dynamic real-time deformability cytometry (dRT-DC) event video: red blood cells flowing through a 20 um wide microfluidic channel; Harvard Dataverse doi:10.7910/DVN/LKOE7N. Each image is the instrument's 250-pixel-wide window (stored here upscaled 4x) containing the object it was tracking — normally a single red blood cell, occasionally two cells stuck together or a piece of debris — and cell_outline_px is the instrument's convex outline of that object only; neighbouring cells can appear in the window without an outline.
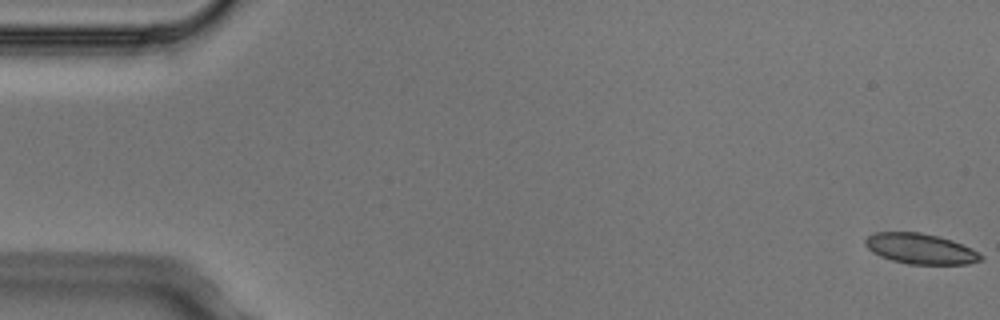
{"species": "Egyptian fruit bat (a non-hibernating species)", "species_latin": "Rousettus aegyptiacus", "temperature_condition": "cold", "stored_images_in_passage": 5, "camera_frame_rate_fps": 3000, "um_per_image_px": 0.085, "animal": {"sex": "male"}, "frame": {"image": 1, "passage_image": 1, "time_ms": 0.0, "image_size_px": [1000, 320], "cell_outline_px": [[984, 260], [968, 264], [908, 264], [892, 260], [880, 256], [868, 248], [864, 244], [864, 240], [868, 236], [876, 232], [920, 232], [952, 240], [972, 248], [984, 256]], "centroid_in_image_um": [78.27, 21.15], "position_along_channel_um": 6.7, "area_um2": 20.52}}
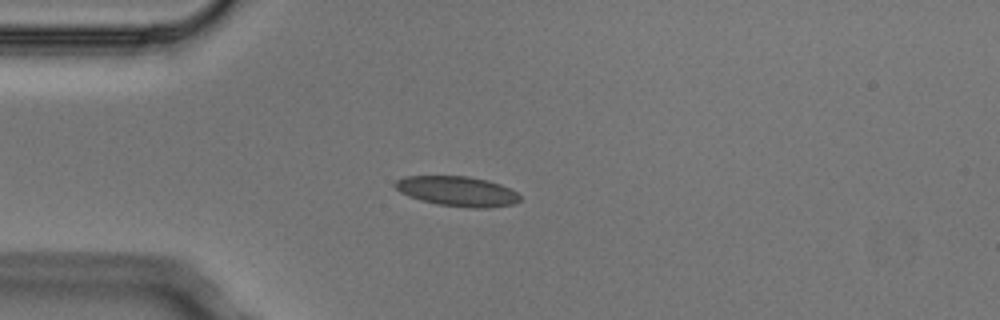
{"frame": {"image": 2, "passage_image": 5, "time_ms": 1.333, "image_size_px": [1000, 320], "cell_outline_px": [[520, 200], [512, 204], [488, 208], [472, 208], [436, 204], [420, 200], [408, 196], [400, 192], [392, 184], [396, 180], [404, 176], [468, 176], [488, 180], [500, 184], [516, 192], [520, 196]], "centroid_in_image_um": [38.84, 16.25], "position_along_channel_um": 46.2, "area_um2": 21.85}}